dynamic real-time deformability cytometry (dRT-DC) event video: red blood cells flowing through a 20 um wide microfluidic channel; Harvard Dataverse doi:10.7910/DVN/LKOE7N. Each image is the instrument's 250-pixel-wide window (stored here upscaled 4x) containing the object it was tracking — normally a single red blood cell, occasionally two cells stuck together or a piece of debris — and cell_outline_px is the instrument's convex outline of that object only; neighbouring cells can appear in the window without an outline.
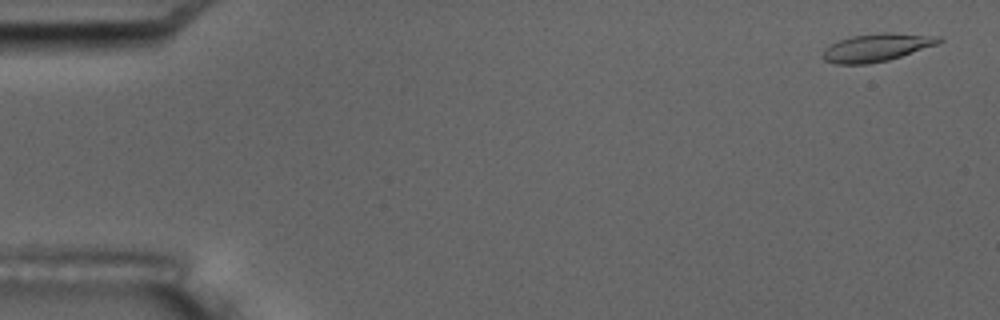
{"species": "common noctule bat (a hibernating species)", "species_latin": "Nyctalus noctula", "temperature_condition": "room temperature", "stored_images_in_passage": 5, "camera_frame_rate_fps": 3000, "um_per_image_px": 0.085, "animal": {"sex": "male", "body_mass_g": 17.5, "forearm_length_mm": 52.3}, "frame": {"image": 1, "passage_image": 1, "time_ms": 0.0, "image_size_px": [1000, 320], "cell_outline_px": [[944, 40], [936, 44], [888, 60], [868, 64], [836, 64], [824, 60], [824, 48], [840, 40], [852, 36], [880, 32], [892, 32], [940, 36]], "centroid_in_image_um": [74.53, 4.02], "position_along_channel_um": 10.5, "area_um2": 18.67}}